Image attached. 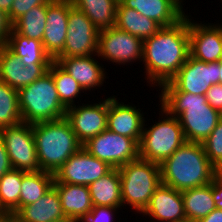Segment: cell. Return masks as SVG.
Wrapping results in <instances>:
<instances>
[{
    "instance_id": "cell-1",
    "label": "cell",
    "mask_w": 222,
    "mask_h": 222,
    "mask_svg": "<svg viewBox=\"0 0 222 222\" xmlns=\"http://www.w3.org/2000/svg\"><path fill=\"white\" fill-rule=\"evenodd\" d=\"M189 55V16L185 15L176 24L161 27L155 35L143 40L142 61L147 82L155 86L169 82Z\"/></svg>"
},
{
    "instance_id": "cell-2",
    "label": "cell",
    "mask_w": 222,
    "mask_h": 222,
    "mask_svg": "<svg viewBox=\"0 0 222 222\" xmlns=\"http://www.w3.org/2000/svg\"><path fill=\"white\" fill-rule=\"evenodd\" d=\"M159 166L161 184L181 192L210 184L218 175L199 142L186 141Z\"/></svg>"
},
{
    "instance_id": "cell-3",
    "label": "cell",
    "mask_w": 222,
    "mask_h": 222,
    "mask_svg": "<svg viewBox=\"0 0 222 222\" xmlns=\"http://www.w3.org/2000/svg\"><path fill=\"white\" fill-rule=\"evenodd\" d=\"M160 95L161 107L178 118L188 142L203 143L222 118L207 103L205 95L183 91H161Z\"/></svg>"
},
{
    "instance_id": "cell-4",
    "label": "cell",
    "mask_w": 222,
    "mask_h": 222,
    "mask_svg": "<svg viewBox=\"0 0 222 222\" xmlns=\"http://www.w3.org/2000/svg\"><path fill=\"white\" fill-rule=\"evenodd\" d=\"M40 170L55 174L83 144L65 119L32 124Z\"/></svg>"
},
{
    "instance_id": "cell-5",
    "label": "cell",
    "mask_w": 222,
    "mask_h": 222,
    "mask_svg": "<svg viewBox=\"0 0 222 222\" xmlns=\"http://www.w3.org/2000/svg\"><path fill=\"white\" fill-rule=\"evenodd\" d=\"M18 100L24 123L35 124L65 118L67 108L61 103L49 72L18 90Z\"/></svg>"
},
{
    "instance_id": "cell-6",
    "label": "cell",
    "mask_w": 222,
    "mask_h": 222,
    "mask_svg": "<svg viewBox=\"0 0 222 222\" xmlns=\"http://www.w3.org/2000/svg\"><path fill=\"white\" fill-rule=\"evenodd\" d=\"M122 206L125 203L143 213L155 190L161 185L160 166L142 158L130 161L119 168Z\"/></svg>"
},
{
    "instance_id": "cell-7",
    "label": "cell",
    "mask_w": 222,
    "mask_h": 222,
    "mask_svg": "<svg viewBox=\"0 0 222 222\" xmlns=\"http://www.w3.org/2000/svg\"><path fill=\"white\" fill-rule=\"evenodd\" d=\"M165 115L152 127H143L139 143V158L160 164L186 142L183 129L176 116L170 115L162 107Z\"/></svg>"
},
{
    "instance_id": "cell-8",
    "label": "cell",
    "mask_w": 222,
    "mask_h": 222,
    "mask_svg": "<svg viewBox=\"0 0 222 222\" xmlns=\"http://www.w3.org/2000/svg\"><path fill=\"white\" fill-rule=\"evenodd\" d=\"M82 148L112 168L119 169L139 158V143L135 139L108 129L87 140Z\"/></svg>"
},
{
    "instance_id": "cell-9",
    "label": "cell",
    "mask_w": 222,
    "mask_h": 222,
    "mask_svg": "<svg viewBox=\"0 0 222 222\" xmlns=\"http://www.w3.org/2000/svg\"><path fill=\"white\" fill-rule=\"evenodd\" d=\"M219 81V61L206 63L188 56L177 74L161 86V91H183L205 95L209 88Z\"/></svg>"
},
{
    "instance_id": "cell-10",
    "label": "cell",
    "mask_w": 222,
    "mask_h": 222,
    "mask_svg": "<svg viewBox=\"0 0 222 222\" xmlns=\"http://www.w3.org/2000/svg\"><path fill=\"white\" fill-rule=\"evenodd\" d=\"M13 169L24 172L40 171L32 124L20 123L0 129Z\"/></svg>"
},
{
    "instance_id": "cell-11",
    "label": "cell",
    "mask_w": 222,
    "mask_h": 222,
    "mask_svg": "<svg viewBox=\"0 0 222 222\" xmlns=\"http://www.w3.org/2000/svg\"><path fill=\"white\" fill-rule=\"evenodd\" d=\"M98 33L99 30L84 12L72 6L69 9L65 45L57 57L97 55Z\"/></svg>"
},
{
    "instance_id": "cell-12",
    "label": "cell",
    "mask_w": 222,
    "mask_h": 222,
    "mask_svg": "<svg viewBox=\"0 0 222 222\" xmlns=\"http://www.w3.org/2000/svg\"><path fill=\"white\" fill-rule=\"evenodd\" d=\"M97 57L125 65L143 57V40L115 26L98 33Z\"/></svg>"
},
{
    "instance_id": "cell-13",
    "label": "cell",
    "mask_w": 222,
    "mask_h": 222,
    "mask_svg": "<svg viewBox=\"0 0 222 222\" xmlns=\"http://www.w3.org/2000/svg\"><path fill=\"white\" fill-rule=\"evenodd\" d=\"M112 167L89 154L84 148L74 153L54 174V183L89 186Z\"/></svg>"
},
{
    "instance_id": "cell-14",
    "label": "cell",
    "mask_w": 222,
    "mask_h": 222,
    "mask_svg": "<svg viewBox=\"0 0 222 222\" xmlns=\"http://www.w3.org/2000/svg\"><path fill=\"white\" fill-rule=\"evenodd\" d=\"M108 98L99 103L71 106L65 112L77 139L84 144L87 140L107 130Z\"/></svg>"
},
{
    "instance_id": "cell-15",
    "label": "cell",
    "mask_w": 222,
    "mask_h": 222,
    "mask_svg": "<svg viewBox=\"0 0 222 222\" xmlns=\"http://www.w3.org/2000/svg\"><path fill=\"white\" fill-rule=\"evenodd\" d=\"M72 6L71 0H53L47 4L42 44L52 60L63 51L68 29L69 9Z\"/></svg>"
},
{
    "instance_id": "cell-16",
    "label": "cell",
    "mask_w": 222,
    "mask_h": 222,
    "mask_svg": "<svg viewBox=\"0 0 222 222\" xmlns=\"http://www.w3.org/2000/svg\"><path fill=\"white\" fill-rule=\"evenodd\" d=\"M190 56L211 63L222 59V25L194 23L189 19Z\"/></svg>"
},
{
    "instance_id": "cell-17",
    "label": "cell",
    "mask_w": 222,
    "mask_h": 222,
    "mask_svg": "<svg viewBox=\"0 0 222 222\" xmlns=\"http://www.w3.org/2000/svg\"><path fill=\"white\" fill-rule=\"evenodd\" d=\"M50 63L24 65L6 46L0 47V80L20 90L48 72Z\"/></svg>"
},
{
    "instance_id": "cell-18",
    "label": "cell",
    "mask_w": 222,
    "mask_h": 222,
    "mask_svg": "<svg viewBox=\"0 0 222 222\" xmlns=\"http://www.w3.org/2000/svg\"><path fill=\"white\" fill-rule=\"evenodd\" d=\"M141 110L129 104L119 103L115 96L108 98L107 129L135 139L140 143L145 118Z\"/></svg>"
},
{
    "instance_id": "cell-19",
    "label": "cell",
    "mask_w": 222,
    "mask_h": 222,
    "mask_svg": "<svg viewBox=\"0 0 222 222\" xmlns=\"http://www.w3.org/2000/svg\"><path fill=\"white\" fill-rule=\"evenodd\" d=\"M162 222L187 221L181 191L161 184L142 213Z\"/></svg>"
},
{
    "instance_id": "cell-20",
    "label": "cell",
    "mask_w": 222,
    "mask_h": 222,
    "mask_svg": "<svg viewBox=\"0 0 222 222\" xmlns=\"http://www.w3.org/2000/svg\"><path fill=\"white\" fill-rule=\"evenodd\" d=\"M92 56L56 57V61L71 77L76 80L83 90L100 87L106 78L103 66Z\"/></svg>"
},
{
    "instance_id": "cell-21",
    "label": "cell",
    "mask_w": 222,
    "mask_h": 222,
    "mask_svg": "<svg viewBox=\"0 0 222 222\" xmlns=\"http://www.w3.org/2000/svg\"><path fill=\"white\" fill-rule=\"evenodd\" d=\"M19 222H72L63 213L54 186L35 203L22 206L14 215Z\"/></svg>"
},
{
    "instance_id": "cell-22",
    "label": "cell",
    "mask_w": 222,
    "mask_h": 222,
    "mask_svg": "<svg viewBox=\"0 0 222 222\" xmlns=\"http://www.w3.org/2000/svg\"><path fill=\"white\" fill-rule=\"evenodd\" d=\"M125 7L155 20L162 27L176 24L186 14L177 0H119Z\"/></svg>"
},
{
    "instance_id": "cell-23",
    "label": "cell",
    "mask_w": 222,
    "mask_h": 222,
    "mask_svg": "<svg viewBox=\"0 0 222 222\" xmlns=\"http://www.w3.org/2000/svg\"><path fill=\"white\" fill-rule=\"evenodd\" d=\"M61 202L63 213L72 222H80L92 210L90 190L87 185L53 183Z\"/></svg>"
},
{
    "instance_id": "cell-24",
    "label": "cell",
    "mask_w": 222,
    "mask_h": 222,
    "mask_svg": "<svg viewBox=\"0 0 222 222\" xmlns=\"http://www.w3.org/2000/svg\"><path fill=\"white\" fill-rule=\"evenodd\" d=\"M88 187L93 206L114 208L122 206L121 178L118 168H112Z\"/></svg>"
},
{
    "instance_id": "cell-25",
    "label": "cell",
    "mask_w": 222,
    "mask_h": 222,
    "mask_svg": "<svg viewBox=\"0 0 222 222\" xmlns=\"http://www.w3.org/2000/svg\"><path fill=\"white\" fill-rule=\"evenodd\" d=\"M115 27L145 40L155 35L162 26L155 20L138 13L136 10L125 7L119 1L116 10Z\"/></svg>"
},
{
    "instance_id": "cell-26",
    "label": "cell",
    "mask_w": 222,
    "mask_h": 222,
    "mask_svg": "<svg viewBox=\"0 0 222 222\" xmlns=\"http://www.w3.org/2000/svg\"><path fill=\"white\" fill-rule=\"evenodd\" d=\"M181 194L188 222H197L216 208L212 197V182L201 187L184 190Z\"/></svg>"
},
{
    "instance_id": "cell-27",
    "label": "cell",
    "mask_w": 222,
    "mask_h": 222,
    "mask_svg": "<svg viewBox=\"0 0 222 222\" xmlns=\"http://www.w3.org/2000/svg\"><path fill=\"white\" fill-rule=\"evenodd\" d=\"M119 0H71L74 7L83 11L101 31L115 26Z\"/></svg>"
},
{
    "instance_id": "cell-28",
    "label": "cell",
    "mask_w": 222,
    "mask_h": 222,
    "mask_svg": "<svg viewBox=\"0 0 222 222\" xmlns=\"http://www.w3.org/2000/svg\"><path fill=\"white\" fill-rule=\"evenodd\" d=\"M6 47L18 56L26 66L32 63H51L52 58L45 52L42 41L18 34L11 29Z\"/></svg>"
},
{
    "instance_id": "cell-29",
    "label": "cell",
    "mask_w": 222,
    "mask_h": 222,
    "mask_svg": "<svg viewBox=\"0 0 222 222\" xmlns=\"http://www.w3.org/2000/svg\"><path fill=\"white\" fill-rule=\"evenodd\" d=\"M54 174L45 171H22L21 192L19 195V209L35 203L43 197L53 186Z\"/></svg>"
},
{
    "instance_id": "cell-30",
    "label": "cell",
    "mask_w": 222,
    "mask_h": 222,
    "mask_svg": "<svg viewBox=\"0 0 222 222\" xmlns=\"http://www.w3.org/2000/svg\"><path fill=\"white\" fill-rule=\"evenodd\" d=\"M22 171L12 169L0 178V207L7 215H14L19 210Z\"/></svg>"
},
{
    "instance_id": "cell-31",
    "label": "cell",
    "mask_w": 222,
    "mask_h": 222,
    "mask_svg": "<svg viewBox=\"0 0 222 222\" xmlns=\"http://www.w3.org/2000/svg\"><path fill=\"white\" fill-rule=\"evenodd\" d=\"M47 5H38L26 12L12 24L18 34L42 41L46 26Z\"/></svg>"
},
{
    "instance_id": "cell-32",
    "label": "cell",
    "mask_w": 222,
    "mask_h": 222,
    "mask_svg": "<svg viewBox=\"0 0 222 222\" xmlns=\"http://www.w3.org/2000/svg\"><path fill=\"white\" fill-rule=\"evenodd\" d=\"M48 72L54 79L61 103L66 108L74 106L75 98H77L79 96L78 94L83 91L79 83L54 60L50 63Z\"/></svg>"
},
{
    "instance_id": "cell-33",
    "label": "cell",
    "mask_w": 222,
    "mask_h": 222,
    "mask_svg": "<svg viewBox=\"0 0 222 222\" xmlns=\"http://www.w3.org/2000/svg\"><path fill=\"white\" fill-rule=\"evenodd\" d=\"M22 123L18 90L0 80V129Z\"/></svg>"
},
{
    "instance_id": "cell-34",
    "label": "cell",
    "mask_w": 222,
    "mask_h": 222,
    "mask_svg": "<svg viewBox=\"0 0 222 222\" xmlns=\"http://www.w3.org/2000/svg\"><path fill=\"white\" fill-rule=\"evenodd\" d=\"M202 144L210 163L219 171L222 168V118Z\"/></svg>"
},
{
    "instance_id": "cell-35",
    "label": "cell",
    "mask_w": 222,
    "mask_h": 222,
    "mask_svg": "<svg viewBox=\"0 0 222 222\" xmlns=\"http://www.w3.org/2000/svg\"><path fill=\"white\" fill-rule=\"evenodd\" d=\"M53 0H14L10 12L7 14L11 24L22 17L26 12L38 5L50 4Z\"/></svg>"
},
{
    "instance_id": "cell-36",
    "label": "cell",
    "mask_w": 222,
    "mask_h": 222,
    "mask_svg": "<svg viewBox=\"0 0 222 222\" xmlns=\"http://www.w3.org/2000/svg\"><path fill=\"white\" fill-rule=\"evenodd\" d=\"M119 208L93 206L92 210L80 222H113L115 211Z\"/></svg>"
},
{
    "instance_id": "cell-37",
    "label": "cell",
    "mask_w": 222,
    "mask_h": 222,
    "mask_svg": "<svg viewBox=\"0 0 222 222\" xmlns=\"http://www.w3.org/2000/svg\"><path fill=\"white\" fill-rule=\"evenodd\" d=\"M207 103L222 114V85H212L205 94Z\"/></svg>"
},
{
    "instance_id": "cell-38",
    "label": "cell",
    "mask_w": 222,
    "mask_h": 222,
    "mask_svg": "<svg viewBox=\"0 0 222 222\" xmlns=\"http://www.w3.org/2000/svg\"><path fill=\"white\" fill-rule=\"evenodd\" d=\"M11 29L12 24L8 19L7 13L0 9V47L6 46Z\"/></svg>"
},
{
    "instance_id": "cell-39",
    "label": "cell",
    "mask_w": 222,
    "mask_h": 222,
    "mask_svg": "<svg viewBox=\"0 0 222 222\" xmlns=\"http://www.w3.org/2000/svg\"><path fill=\"white\" fill-rule=\"evenodd\" d=\"M13 169L3 139L0 136V178Z\"/></svg>"
},
{
    "instance_id": "cell-40",
    "label": "cell",
    "mask_w": 222,
    "mask_h": 222,
    "mask_svg": "<svg viewBox=\"0 0 222 222\" xmlns=\"http://www.w3.org/2000/svg\"><path fill=\"white\" fill-rule=\"evenodd\" d=\"M212 197L216 208L222 210V177L219 174L212 180Z\"/></svg>"
},
{
    "instance_id": "cell-41",
    "label": "cell",
    "mask_w": 222,
    "mask_h": 222,
    "mask_svg": "<svg viewBox=\"0 0 222 222\" xmlns=\"http://www.w3.org/2000/svg\"><path fill=\"white\" fill-rule=\"evenodd\" d=\"M197 222H222V210L215 208L208 216Z\"/></svg>"
},
{
    "instance_id": "cell-42",
    "label": "cell",
    "mask_w": 222,
    "mask_h": 222,
    "mask_svg": "<svg viewBox=\"0 0 222 222\" xmlns=\"http://www.w3.org/2000/svg\"><path fill=\"white\" fill-rule=\"evenodd\" d=\"M13 1L14 0H0V9L8 14L10 12Z\"/></svg>"
},
{
    "instance_id": "cell-43",
    "label": "cell",
    "mask_w": 222,
    "mask_h": 222,
    "mask_svg": "<svg viewBox=\"0 0 222 222\" xmlns=\"http://www.w3.org/2000/svg\"><path fill=\"white\" fill-rule=\"evenodd\" d=\"M0 222H19L13 215H6L2 219H0Z\"/></svg>"
},
{
    "instance_id": "cell-44",
    "label": "cell",
    "mask_w": 222,
    "mask_h": 222,
    "mask_svg": "<svg viewBox=\"0 0 222 222\" xmlns=\"http://www.w3.org/2000/svg\"><path fill=\"white\" fill-rule=\"evenodd\" d=\"M219 84L222 85V59L219 61Z\"/></svg>"
},
{
    "instance_id": "cell-45",
    "label": "cell",
    "mask_w": 222,
    "mask_h": 222,
    "mask_svg": "<svg viewBox=\"0 0 222 222\" xmlns=\"http://www.w3.org/2000/svg\"><path fill=\"white\" fill-rule=\"evenodd\" d=\"M7 214L3 211V209L0 207V219L5 217Z\"/></svg>"
},
{
    "instance_id": "cell-46",
    "label": "cell",
    "mask_w": 222,
    "mask_h": 222,
    "mask_svg": "<svg viewBox=\"0 0 222 222\" xmlns=\"http://www.w3.org/2000/svg\"><path fill=\"white\" fill-rule=\"evenodd\" d=\"M218 174L222 177V168L218 171Z\"/></svg>"
},
{
    "instance_id": "cell-47",
    "label": "cell",
    "mask_w": 222,
    "mask_h": 222,
    "mask_svg": "<svg viewBox=\"0 0 222 222\" xmlns=\"http://www.w3.org/2000/svg\"><path fill=\"white\" fill-rule=\"evenodd\" d=\"M177 1L182 5L183 0H177Z\"/></svg>"
}]
</instances>
